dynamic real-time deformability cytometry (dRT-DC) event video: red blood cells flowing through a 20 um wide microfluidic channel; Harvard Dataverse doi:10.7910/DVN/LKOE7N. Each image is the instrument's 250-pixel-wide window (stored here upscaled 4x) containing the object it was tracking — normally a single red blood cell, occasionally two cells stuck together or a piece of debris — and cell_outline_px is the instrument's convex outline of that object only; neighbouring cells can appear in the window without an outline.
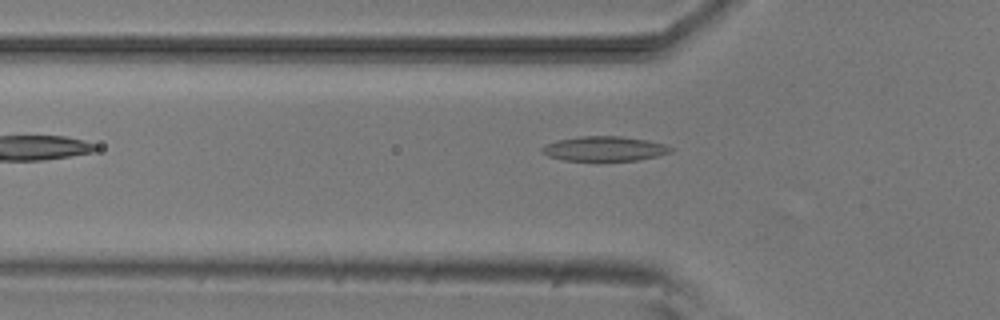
{"species": "common noctule bat (a hibernating species)", "species_latin": "Nyctalus noctula", "temperature_condition": "room temperature", "stored_images_in_passage": 35, "camera_frame_rate_fps": 3000, "um_per_image_px": 0.085, "animal": {"sex": "male", "body_mass_g": 20.5, "forearm_length_mm": 52.5}, "frame": {"image": 1, "passage_image": 5, "time_ms": 1.333, "image_size_px": [1000, 320], "cell_outline_px": [[676, 148], [672, 152], [656, 156], [636, 160], [596, 164], [564, 160], [548, 156], [540, 152], [540, 148], [556, 140], [580, 136], [620, 136], [648, 140], [664, 144]], "centroid_in_image_um": [51.36, 12.69], "position_along_channel_um": 74.4, "area_um2": 19.54}}
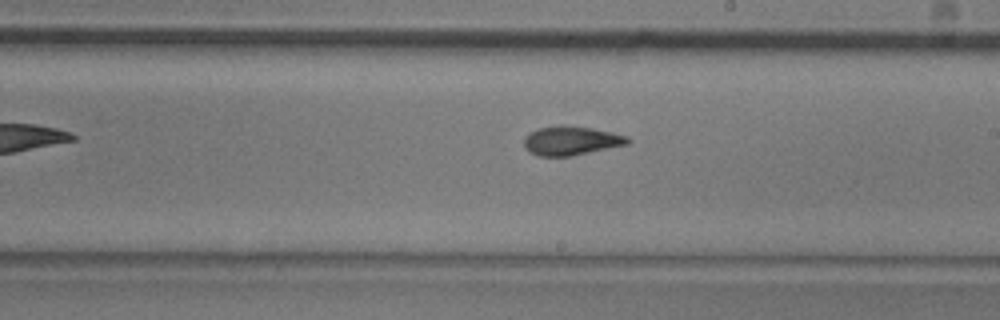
{"frame": {"image": 2, "passage_image": 18, "time_ms": 5.667, "image_size_px": [1000, 320], "cell_outline_px": [[632, 140], [628, 144], [572, 156], [536, 156], [528, 152], [524, 148], [524, 136], [528, 132], [540, 128], [592, 128], [612, 132], [628, 136]], "centroid_in_image_um": [48.54, 12.01], "position_along_channel_um": 240.5, "area_um2": 17.11}}
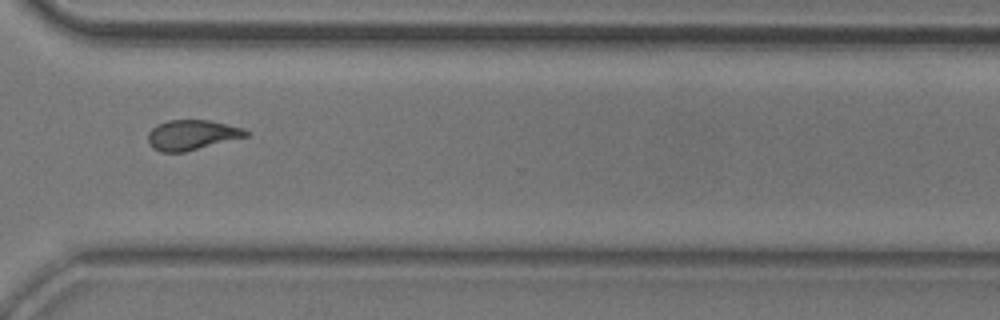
{"frame": {"image": 3, "passage_image": 27, "time_ms": 8.667, "image_size_px": [1000, 320], "cell_outline_px": [[252, 136], [184, 152], [160, 152], [152, 148], [148, 140], [148, 132], [156, 124], [168, 120], [208, 120], [244, 128], [252, 132]], "centroid_in_image_um": [16.37, 11.47], "position_along_channel_um": 354.2, "area_um2": 17.51}, "authors_computed_cell_mechanics": {"area_um2": 17.4556, "velocity_mm_per_s": 3.8064, "shape_relaxation_time_tau1_ms": 5.5872, "shape_relaxation_time_tau2_ms": 2.1184, "deformation_change_tau1": 0.1564, "deformation_change_tau2": 0.0919}}